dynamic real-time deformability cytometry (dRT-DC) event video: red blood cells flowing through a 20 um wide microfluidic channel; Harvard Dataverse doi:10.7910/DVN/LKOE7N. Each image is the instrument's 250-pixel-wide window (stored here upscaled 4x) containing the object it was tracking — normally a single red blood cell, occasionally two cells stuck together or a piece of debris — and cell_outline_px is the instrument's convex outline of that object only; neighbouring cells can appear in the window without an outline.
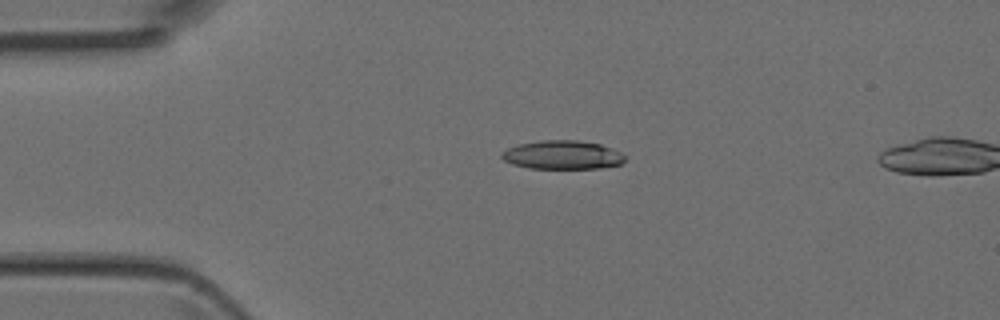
{"species": "Egyptian fruit bat (a non-hibernating species)", "species_latin": "Rousettus aegyptiacus", "temperature_condition": "room temperature", "stored_images_in_passage": 4, "segment_of_instrument_passage": [1, 2], "camera_frame_rate_fps": 3000, "um_per_image_px": 0.085, "animal": {"sex": "female"}, "frame": {"image": 1, "passage_image": 2, "time_ms": 0.333, "image_size_px": [1000, 320], "cell_outline_px": [[628, 156], [620, 164], [600, 168], [528, 168], [512, 164], [504, 160], [500, 156], [500, 152], [508, 148], [520, 144], [540, 140], [576, 140], [600, 144], [620, 152]], "centroid_in_image_um": [47.79, 13.17], "position_along_channel_um": 37.2, "area_um2": 20.58}}